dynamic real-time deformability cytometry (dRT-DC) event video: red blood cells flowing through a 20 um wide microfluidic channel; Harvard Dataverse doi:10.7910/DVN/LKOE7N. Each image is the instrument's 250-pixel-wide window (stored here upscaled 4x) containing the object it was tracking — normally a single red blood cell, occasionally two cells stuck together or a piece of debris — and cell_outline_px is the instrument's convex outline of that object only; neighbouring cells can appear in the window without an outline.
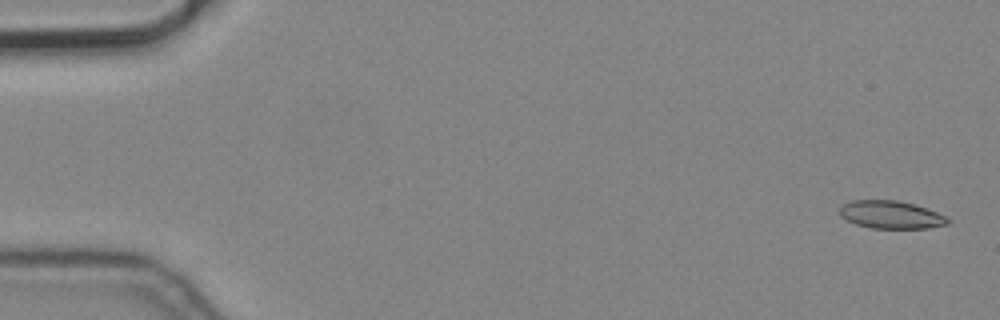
{"species": "common noctule bat (a hibernating species)", "species_latin": "Nyctalus noctula", "temperature_condition": "cold", "stored_images_in_passage": 6, "camera_frame_rate_fps": 3000, "um_per_image_px": 0.085, "animal": {"sex": "male", "body_mass_g": 19.2, "forearm_length_mm": 51.8}, "frame": {"image": 1, "passage_image": 1, "time_ms": 0.0, "image_size_px": [1000, 320], "cell_outline_px": [[948, 224], [928, 228], [872, 228], [856, 224], [840, 216], [840, 208], [844, 204], [852, 200], [896, 200], [912, 204], [936, 212], [944, 216], [948, 220]], "centroid_in_image_um": [75.69, 18.25], "position_along_channel_um": 9.3, "area_um2": 17.17}}
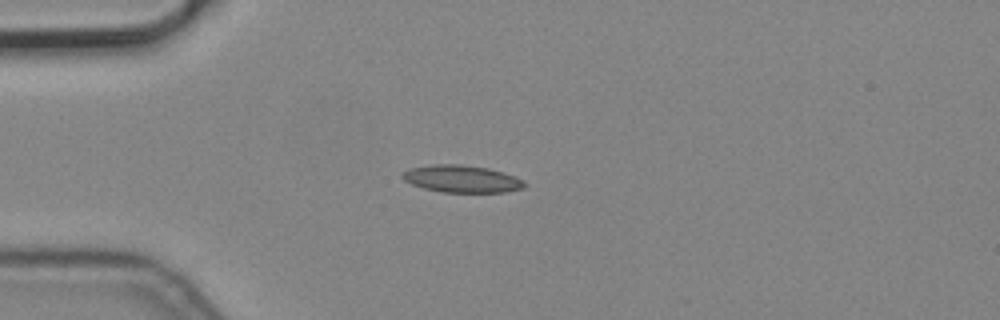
{"frame": {"image": 2, "passage_image": 4, "time_ms": 1.0, "image_size_px": [1000, 320], "cell_outline_px": [[528, 184], [524, 188], [504, 192], [440, 192], [424, 188], [412, 184], [404, 180], [400, 176], [400, 172], [408, 168], [432, 164], [460, 164], [488, 168], [504, 172], [516, 176], [524, 180]], "centroid_in_image_um": [39.24, 15.19], "position_along_channel_um": 45.8, "area_um2": 19.71}}
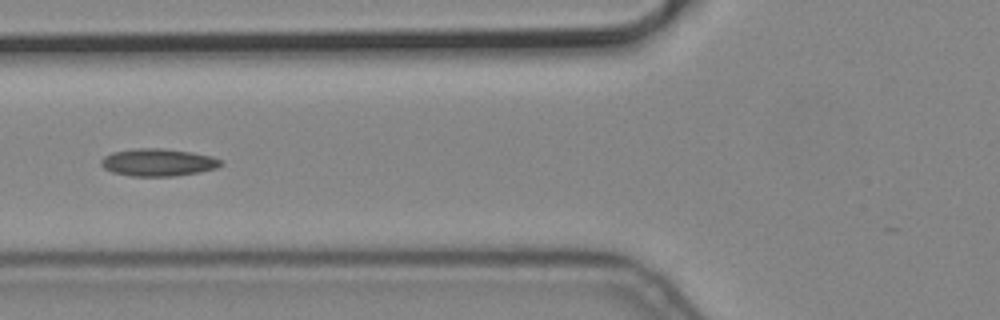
{"frame": {"image": 3, "passage_image": 6, "time_ms": 1.667, "image_size_px": [1000, 320], "cell_outline_px": [[224, 164], [216, 168], [200, 172], [176, 176], [132, 176], [112, 172], [104, 168], [100, 164], [100, 160], [104, 156], [112, 152], [132, 148], [164, 148], [192, 152], [212, 156], [220, 160]], "centroid_in_image_um": [13.42, 13.79], "position_along_channel_um": 112.4, "area_um2": 19.36}}